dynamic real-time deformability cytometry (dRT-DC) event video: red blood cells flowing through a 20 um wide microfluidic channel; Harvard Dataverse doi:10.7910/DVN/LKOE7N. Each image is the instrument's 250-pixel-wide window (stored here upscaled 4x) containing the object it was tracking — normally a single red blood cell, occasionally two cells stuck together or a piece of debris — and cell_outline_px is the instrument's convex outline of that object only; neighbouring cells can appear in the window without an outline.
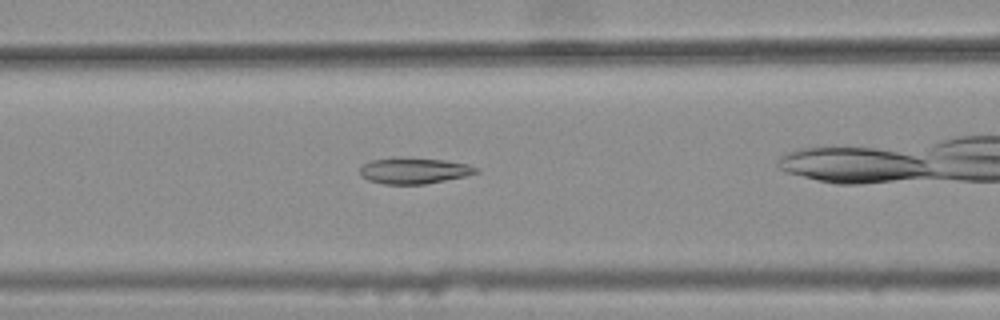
{"species": "common noctule bat (a hibernating species)", "species_latin": "Nyctalus noctula", "temperature_condition": "warm", "stored_images_in_passage": 36, "camera_frame_rate_fps": 3000, "um_per_image_px": 0.085, "animal": {"sex": "female", "body_mass_g": 25.1}, "frame": {"image": 1, "passage_image": 11, "time_ms": 3.333, "image_size_px": [1000, 320], "cell_outline_px": [[480, 172], [464, 176], [424, 184], [384, 184], [368, 180], [360, 176], [360, 168], [364, 164], [372, 160], [444, 160], [468, 164], [476, 168]], "centroid_in_image_um": [35.2, 14.55], "position_along_channel_um": 131.4, "area_um2": 16.65}}
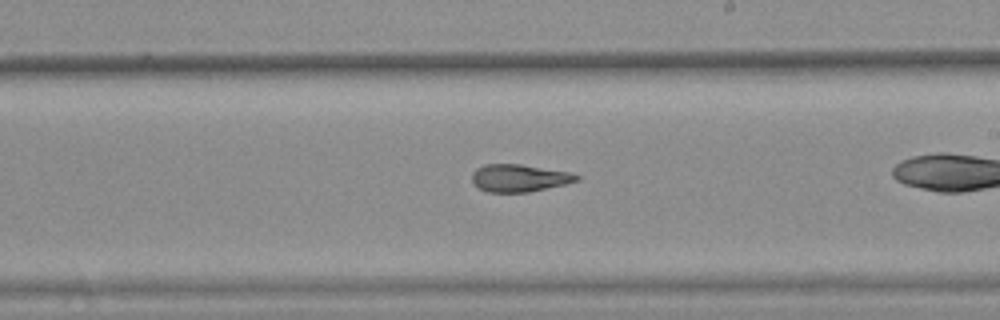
{"frame": {"image": 2, "passage_image": 20, "time_ms": 6.333, "image_size_px": [1000, 320], "cell_outline_px": [[580, 180], [564, 184], [528, 192], [488, 192], [480, 188], [472, 180], [472, 172], [476, 168], [484, 164], [520, 164], [572, 172], [580, 176]], "centroid_in_image_um": [44.15, 15.12], "position_along_channel_um": 244.8, "area_um2": 16.7}}
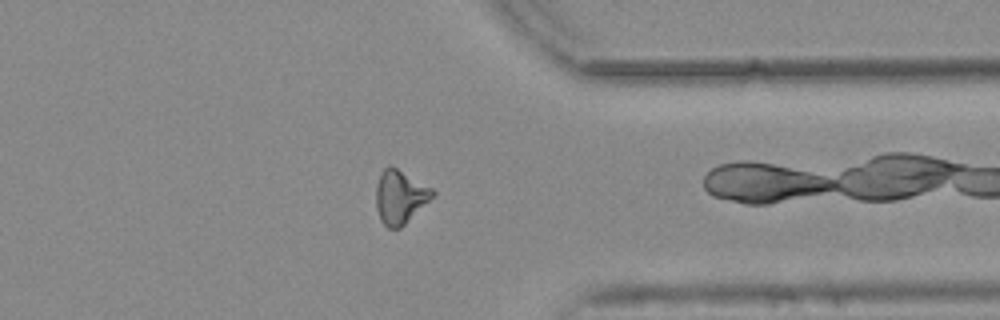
{"frame": {"image": 3, "passage_image": 31, "time_ms": 10.0, "image_size_px": [1000, 320], "cell_outline_px": [[436, 196], [400, 228], [388, 228], [380, 220], [376, 208], [376, 188], [380, 176], [384, 168], [388, 164], [392, 164], [432, 188], [436, 192]], "centroid_in_image_um": [34.03, 16.72], "position_along_channel_um": 377.4, "area_um2": 17.92}, "authors_computed_cell_mechanics": {"area_um2": 17.1666, "velocity_mm_per_s": 3.7915, "shape_relaxation_time_tau1_ms": null, "shape_relaxation_time_tau2_ms": 2.5843, "deformation_change_tau1": null, "deformation_change_tau2": 0.0962}}